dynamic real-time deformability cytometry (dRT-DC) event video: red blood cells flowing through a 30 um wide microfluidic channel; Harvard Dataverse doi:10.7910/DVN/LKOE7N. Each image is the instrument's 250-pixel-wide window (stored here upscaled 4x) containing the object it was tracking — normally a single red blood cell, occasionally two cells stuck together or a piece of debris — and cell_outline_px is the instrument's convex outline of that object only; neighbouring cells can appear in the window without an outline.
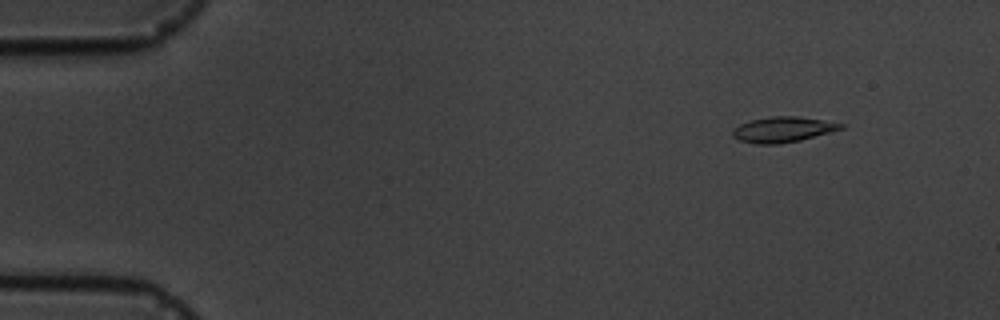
{"species": "common noctule bat (a hibernating species)", "species_latin": "Nyctalus noctula", "temperature_condition": "cold", "stored_images_in_passage": 5, "camera_frame_rate_fps": 3000, "um_per_image_px": 0.085, "animal": {"sex": "male", "body_mass_g": 19.5, "forearm_length_mm": 54.6}, "frame": {"image": 1, "passage_image": 2, "time_ms": 1.333, "image_size_px": [1000, 320], "cell_outline_px": [[844, 128], [800, 140], [780, 144], [756, 144], [740, 140], [732, 136], [732, 128], [740, 124], [752, 120], [772, 116], [796, 116], [844, 124]], "centroid_in_image_um": [66.5, 11.01], "position_along_channel_um": 18.5, "area_um2": 15.84}}
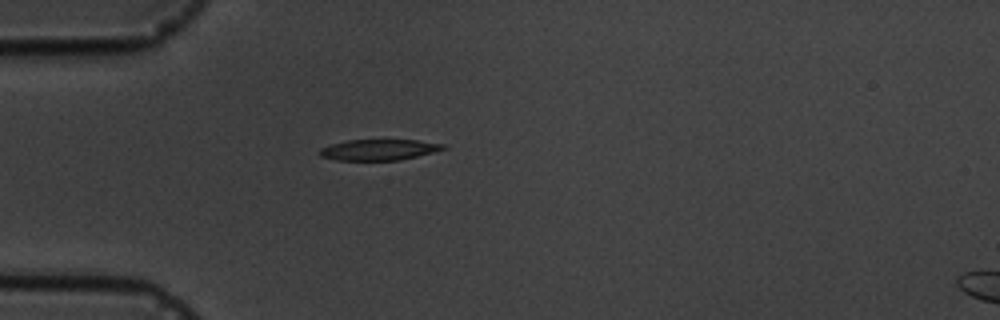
{"frame": {"image": 2, "passage_image": 5, "time_ms": 4.667, "image_size_px": [1000, 320], "cell_outline_px": [[448, 148], [400, 160], [336, 160], [320, 156], [320, 148], [332, 144], [348, 140], [416, 140], [444, 144]], "centroid_in_image_um": [32.2, 12.73], "position_along_channel_um": 52.8, "area_um2": 14.85}}